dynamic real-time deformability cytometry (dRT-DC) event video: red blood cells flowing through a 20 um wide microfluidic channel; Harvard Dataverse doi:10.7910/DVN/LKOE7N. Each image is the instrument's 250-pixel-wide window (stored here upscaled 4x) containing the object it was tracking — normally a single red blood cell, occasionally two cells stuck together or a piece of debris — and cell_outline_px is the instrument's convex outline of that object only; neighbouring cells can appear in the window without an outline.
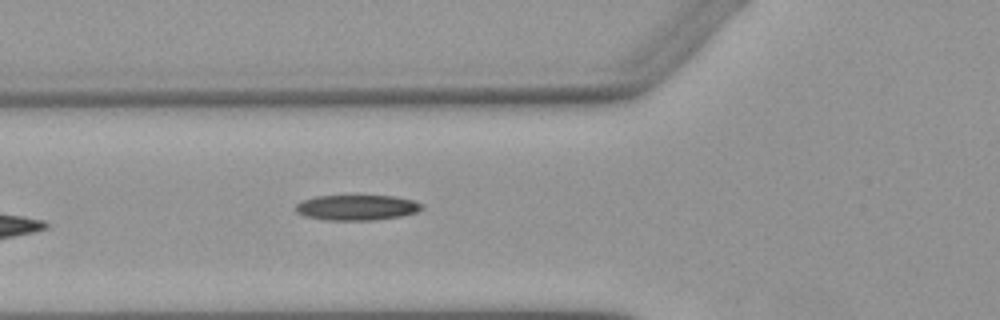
{"species": "Egyptian fruit bat (a non-hibernating species)", "species_latin": "Rousettus aegyptiacus", "temperature_condition": "warm", "stored_images_in_passage": 6, "camera_frame_rate_fps": 3000, "um_per_image_px": 0.085, "animal": {"sex": "female"}, "frame": {"image": 1, "passage_image": 6, "time_ms": 6.0, "image_size_px": [1000, 320], "cell_outline_px": [[424, 208], [416, 212], [400, 216], [372, 220], [324, 220], [304, 216], [296, 212], [292, 208], [300, 200], [316, 196], [396, 196], [412, 200], [424, 204]], "centroid_in_image_um": [30.28, 17.64], "position_along_channel_um": 95.5, "area_um2": 18.84}}